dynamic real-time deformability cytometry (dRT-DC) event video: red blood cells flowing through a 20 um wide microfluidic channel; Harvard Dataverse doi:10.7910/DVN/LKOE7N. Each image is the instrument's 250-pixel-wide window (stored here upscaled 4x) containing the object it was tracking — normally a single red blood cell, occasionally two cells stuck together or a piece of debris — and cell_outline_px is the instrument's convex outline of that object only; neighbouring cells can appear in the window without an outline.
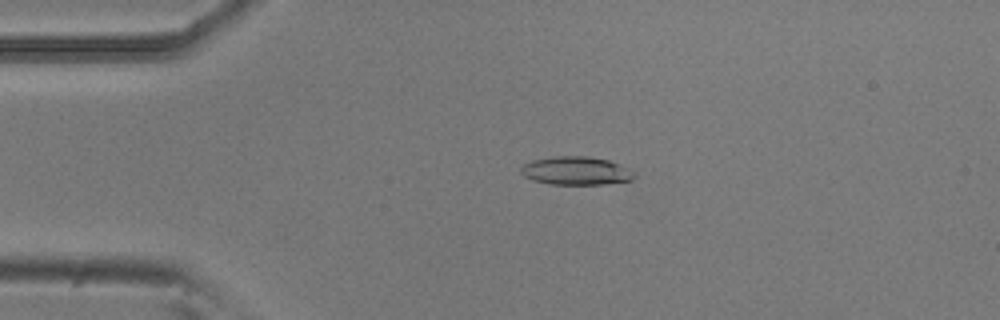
{"species": "common noctule bat (a hibernating species)", "species_latin": "Nyctalus noctula", "temperature_condition": "room temperature", "stored_images_in_passage": 54, "camera_frame_rate_fps": 3000, "um_per_image_px": 0.085, "animal": {"sex": "male", "body_mass_g": 20.5, "forearm_length_mm": 52.5}, "frame": {"image": 1, "passage_image": 12, "time_ms": 3.667, "image_size_px": [1000, 320], "cell_outline_px": [[636, 176], [632, 180], [604, 184], [552, 184], [532, 180], [524, 176], [520, 172], [520, 168], [524, 164], [532, 160], [556, 156], [588, 156], [608, 160], [620, 164], [636, 172]], "centroid_in_image_um": [48.98, 14.51], "position_along_channel_um": 36.0, "area_um2": 18.79}}
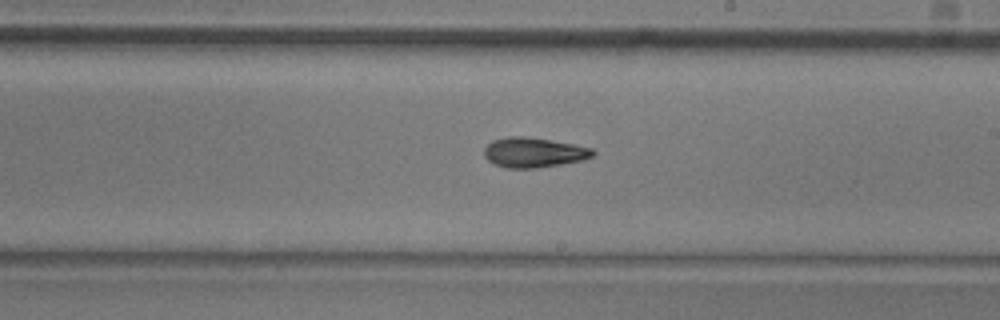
{"frame": {"image": 2, "passage_image": 31, "time_ms": 10.0, "image_size_px": [1000, 320], "cell_outline_px": [[596, 152], [592, 156], [580, 160], [560, 164], [536, 168], [508, 168], [496, 164], [488, 160], [484, 156], [484, 148], [492, 140], [508, 136], [524, 136], [572, 144], [592, 148]], "centroid_in_image_um": [45.33, 12.95], "position_along_channel_um": 243.7, "area_um2": 18.67}}
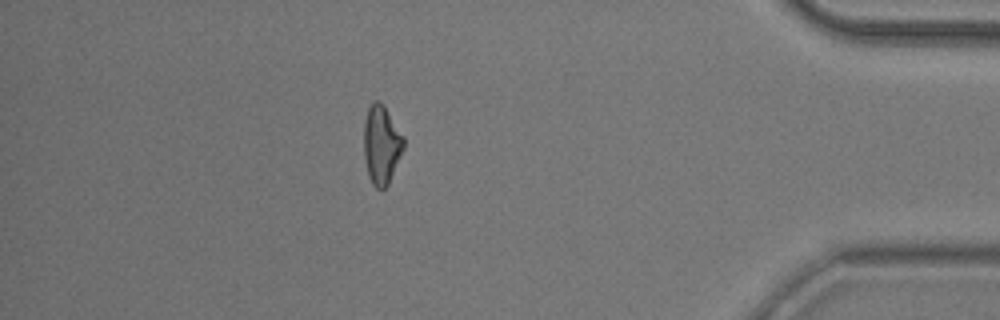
{"frame": {"image": 3, "passage_image": 47, "time_ms": 15.333, "image_size_px": [1000, 320], "cell_outline_px": [[404, 148], [388, 184], [384, 188], [376, 188], [372, 184], [368, 176], [364, 156], [364, 120], [368, 108], [376, 100], [380, 100], [384, 104], [404, 136]], "centroid_in_image_um": [32.42, 12.27], "position_along_channel_um": 402.8, "area_um2": 18.32}, "authors_computed_cell_mechanics": {"area_um2": 18.3226, "velocity_mm_per_s": 3.7964, "shape_relaxation_time_tau1_ms": 6.0197, "shape_relaxation_time_tau2_ms": 6.0822, "deformation_change_tau1": 0.1665, "deformation_change_tau2": 0.1593}}